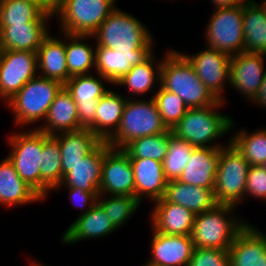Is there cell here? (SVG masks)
Masks as SVG:
<instances>
[{
    "label": "cell",
    "mask_w": 266,
    "mask_h": 266,
    "mask_svg": "<svg viewBox=\"0 0 266 266\" xmlns=\"http://www.w3.org/2000/svg\"><path fill=\"white\" fill-rule=\"evenodd\" d=\"M226 106L224 101L219 100L207 107L189 108L171 131L194 147H225L230 143V139H226V143L221 139L225 134H230L233 121V117L222 110Z\"/></svg>",
    "instance_id": "1"
},
{
    "label": "cell",
    "mask_w": 266,
    "mask_h": 266,
    "mask_svg": "<svg viewBox=\"0 0 266 266\" xmlns=\"http://www.w3.org/2000/svg\"><path fill=\"white\" fill-rule=\"evenodd\" d=\"M160 85L177 94L188 108H203L219 101L198 78L188 59L177 49L168 46L163 52Z\"/></svg>",
    "instance_id": "2"
},
{
    "label": "cell",
    "mask_w": 266,
    "mask_h": 266,
    "mask_svg": "<svg viewBox=\"0 0 266 266\" xmlns=\"http://www.w3.org/2000/svg\"><path fill=\"white\" fill-rule=\"evenodd\" d=\"M139 17L118 6L93 34L96 46L114 51L154 50L156 38Z\"/></svg>",
    "instance_id": "3"
},
{
    "label": "cell",
    "mask_w": 266,
    "mask_h": 266,
    "mask_svg": "<svg viewBox=\"0 0 266 266\" xmlns=\"http://www.w3.org/2000/svg\"><path fill=\"white\" fill-rule=\"evenodd\" d=\"M63 86L57 80L48 79L40 75L29 80L4 105L11 113L13 127L15 129L17 127L37 129L45 120L50 105Z\"/></svg>",
    "instance_id": "4"
},
{
    "label": "cell",
    "mask_w": 266,
    "mask_h": 266,
    "mask_svg": "<svg viewBox=\"0 0 266 266\" xmlns=\"http://www.w3.org/2000/svg\"><path fill=\"white\" fill-rule=\"evenodd\" d=\"M238 209L232 205L217 204L211 210L197 214L191 234L194 246L228 250L249 222L236 213Z\"/></svg>",
    "instance_id": "5"
},
{
    "label": "cell",
    "mask_w": 266,
    "mask_h": 266,
    "mask_svg": "<svg viewBox=\"0 0 266 266\" xmlns=\"http://www.w3.org/2000/svg\"><path fill=\"white\" fill-rule=\"evenodd\" d=\"M168 130L153 97L127 99L119 127L106 142L113 148L123 149L136 138Z\"/></svg>",
    "instance_id": "6"
},
{
    "label": "cell",
    "mask_w": 266,
    "mask_h": 266,
    "mask_svg": "<svg viewBox=\"0 0 266 266\" xmlns=\"http://www.w3.org/2000/svg\"><path fill=\"white\" fill-rule=\"evenodd\" d=\"M117 0H57L53 13L60 32L93 35L117 7Z\"/></svg>",
    "instance_id": "7"
},
{
    "label": "cell",
    "mask_w": 266,
    "mask_h": 266,
    "mask_svg": "<svg viewBox=\"0 0 266 266\" xmlns=\"http://www.w3.org/2000/svg\"><path fill=\"white\" fill-rule=\"evenodd\" d=\"M6 136L7 157L20 178L41 196L42 132L36 128L11 129Z\"/></svg>",
    "instance_id": "8"
},
{
    "label": "cell",
    "mask_w": 266,
    "mask_h": 266,
    "mask_svg": "<svg viewBox=\"0 0 266 266\" xmlns=\"http://www.w3.org/2000/svg\"><path fill=\"white\" fill-rule=\"evenodd\" d=\"M249 162L229 143L220 151L214 195L217 204H244Z\"/></svg>",
    "instance_id": "9"
},
{
    "label": "cell",
    "mask_w": 266,
    "mask_h": 266,
    "mask_svg": "<svg viewBox=\"0 0 266 266\" xmlns=\"http://www.w3.org/2000/svg\"><path fill=\"white\" fill-rule=\"evenodd\" d=\"M205 25L204 46L229 56L244 52L243 4L212 10Z\"/></svg>",
    "instance_id": "10"
},
{
    "label": "cell",
    "mask_w": 266,
    "mask_h": 266,
    "mask_svg": "<svg viewBox=\"0 0 266 266\" xmlns=\"http://www.w3.org/2000/svg\"><path fill=\"white\" fill-rule=\"evenodd\" d=\"M204 47L203 50L200 49L199 51L195 49L192 52H186V50L185 52L180 50V52L192 64L198 78L210 92L218 100L227 104L229 102L226 93L231 90L229 88L231 56L207 46Z\"/></svg>",
    "instance_id": "11"
},
{
    "label": "cell",
    "mask_w": 266,
    "mask_h": 266,
    "mask_svg": "<svg viewBox=\"0 0 266 266\" xmlns=\"http://www.w3.org/2000/svg\"><path fill=\"white\" fill-rule=\"evenodd\" d=\"M64 86L76 103L80 126L95 134V115L99 99L112 89L113 84L94 72L73 76Z\"/></svg>",
    "instance_id": "12"
},
{
    "label": "cell",
    "mask_w": 266,
    "mask_h": 266,
    "mask_svg": "<svg viewBox=\"0 0 266 266\" xmlns=\"http://www.w3.org/2000/svg\"><path fill=\"white\" fill-rule=\"evenodd\" d=\"M38 75L37 52L2 50L0 54V104L3 106Z\"/></svg>",
    "instance_id": "13"
},
{
    "label": "cell",
    "mask_w": 266,
    "mask_h": 266,
    "mask_svg": "<svg viewBox=\"0 0 266 266\" xmlns=\"http://www.w3.org/2000/svg\"><path fill=\"white\" fill-rule=\"evenodd\" d=\"M266 55L241 52L231 56L230 88L248 104L261 87L266 71ZM235 90V91H234ZM242 96V97H241Z\"/></svg>",
    "instance_id": "14"
},
{
    "label": "cell",
    "mask_w": 266,
    "mask_h": 266,
    "mask_svg": "<svg viewBox=\"0 0 266 266\" xmlns=\"http://www.w3.org/2000/svg\"><path fill=\"white\" fill-rule=\"evenodd\" d=\"M99 193L135 197L133 169L129 155L123 149L110 147L105 152Z\"/></svg>",
    "instance_id": "15"
},
{
    "label": "cell",
    "mask_w": 266,
    "mask_h": 266,
    "mask_svg": "<svg viewBox=\"0 0 266 266\" xmlns=\"http://www.w3.org/2000/svg\"><path fill=\"white\" fill-rule=\"evenodd\" d=\"M156 52L155 49L145 61L133 66V68L114 85L119 91L120 88L122 91L123 89L125 90L123 95L127 99H140L147 98L148 96L151 98L158 90L160 86V68L163 62V53L162 57H160L155 54Z\"/></svg>",
    "instance_id": "16"
},
{
    "label": "cell",
    "mask_w": 266,
    "mask_h": 266,
    "mask_svg": "<svg viewBox=\"0 0 266 266\" xmlns=\"http://www.w3.org/2000/svg\"><path fill=\"white\" fill-rule=\"evenodd\" d=\"M150 229L148 260L161 266H188L195 249L190 235H167Z\"/></svg>",
    "instance_id": "17"
},
{
    "label": "cell",
    "mask_w": 266,
    "mask_h": 266,
    "mask_svg": "<svg viewBox=\"0 0 266 266\" xmlns=\"http://www.w3.org/2000/svg\"><path fill=\"white\" fill-rule=\"evenodd\" d=\"M117 228L108 221L104 209L96 203L86 214L77 218L64 229L59 238L63 246H69L92 239H104L117 232Z\"/></svg>",
    "instance_id": "18"
},
{
    "label": "cell",
    "mask_w": 266,
    "mask_h": 266,
    "mask_svg": "<svg viewBox=\"0 0 266 266\" xmlns=\"http://www.w3.org/2000/svg\"><path fill=\"white\" fill-rule=\"evenodd\" d=\"M230 266H266V233L252 222L237 234L228 249Z\"/></svg>",
    "instance_id": "19"
},
{
    "label": "cell",
    "mask_w": 266,
    "mask_h": 266,
    "mask_svg": "<svg viewBox=\"0 0 266 266\" xmlns=\"http://www.w3.org/2000/svg\"><path fill=\"white\" fill-rule=\"evenodd\" d=\"M151 205L148 223L155 231L167 235L191 236L196 216L193 212L168 202L164 197Z\"/></svg>",
    "instance_id": "20"
},
{
    "label": "cell",
    "mask_w": 266,
    "mask_h": 266,
    "mask_svg": "<svg viewBox=\"0 0 266 266\" xmlns=\"http://www.w3.org/2000/svg\"><path fill=\"white\" fill-rule=\"evenodd\" d=\"M135 182V197L151 204L165 196L168 180L162 162L153 159H130ZM145 199V200H144Z\"/></svg>",
    "instance_id": "21"
},
{
    "label": "cell",
    "mask_w": 266,
    "mask_h": 266,
    "mask_svg": "<svg viewBox=\"0 0 266 266\" xmlns=\"http://www.w3.org/2000/svg\"><path fill=\"white\" fill-rule=\"evenodd\" d=\"M44 202L45 200L20 178L9 158L3 156L0 159V206L9 210Z\"/></svg>",
    "instance_id": "22"
},
{
    "label": "cell",
    "mask_w": 266,
    "mask_h": 266,
    "mask_svg": "<svg viewBox=\"0 0 266 266\" xmlns=\"http://www.w3.org/2000/svg\"><path fill=\"white\" fill-rule=\"evenodd\" d=\"M111 146L102 141L90 154L71 167L57 188H81L87 192H99L105 152Z\"/></svg>",
    "instance_id": "23"
},
{
    "label": "cell",
    "mask_w": 266,
    "mask_h": 266,
    "mask_svg": "<svg viewBox=\"0 0 266 266\" xmlns=\"http://www.w3.org/2000/svg\"><path fill=\"white\" fill-rule=\"evenodd\" d=\"M155 50L114 51L95 47V72L115 85L133 66L141 64Z\"/></svg>",
    "instance_id": "24"
},
{
    "label": "cell",
    "mask_w": 266,
    "mask_h": 266,
    "mask_svg": "<svg viewBox=\"0 0 266 266\" xmlns=\"http://www.w3.org/2000/svg\"><path fill=\"white\" fill-rule=\"evenodd\" d=\"M53 21H31L26 24L0 26L2 50L37 52L52 32Z\"/></svg>",
    "instance_id": "25"
},
{
    "label": "cell",
    "mask_w": 266,
    "mask_h": 266,
    "mask_svg": "<svg viewBox=\"0 0 266 266\" xmlns=\"http://www.w3.org/2000/svg\"><path fill=\"white\" fill-rule=\"evenodd\" d=\"M50 33L37 50L38 75L61 82L63 85L71 78L68 74L65 33Z\"/></svg>",
    "instance_id": "26"
},
{
    "label": "cell",
    "mask_w": 266,
    "mask_h": 266,
    "mask_svg": "<svg viewBox=\"0 0 266 266\" xmlns=\"http://www.w3.org/2000/svg\"><path fill=\"white\" fill-rule=\"evenodd\" d=\"M37 129L48 136L83 129L77 115L76 103L65 86L57 93L45 120Z\"/></svg>",
    "instance_id": "27"
},
{
    "label": "cell",
    "mask_w": 266,
    "mask_h": 266,
    "mask_svg": "<svg viewBox=\"0 0 266 266\" xmlns=\"http://www.w3.org/2000/svg\"><path fill=\"white\" fill-rule=\"evenodd\" d=\"M222 148L196 147L178 180L192 186L214 190L218 161Z\"/></svg>",
    "instance_id": "28"
},
{
    "label": "cell",
    "mask_w": 266,
    "mask_h": 266,
    "mask_svg": "<svg viewBox=\"0 0 266 266\" xmlns=\"http://www.w3.org/2000/svg\"><path fill=\"white\" fill-rule=\"evenodd\" d=\"M53 137L58 141L61 151L62 180L71 171V167L90 154L102 142L90 129L62 132Z\"/></svg>",
    "instance_id": "29"
},
{
    "label": "cell",
    "mask_w": 266,
    "mask_h": 266,
    "mask_svg": "<svg viewBox=\"0 0 266 266\" xmlns=\"http://www.w3.org/2000/svg\"><path fill=\"white\" fill-rule=\"evenodd\" d=\"M164 198L178 204L195 215L211 210L217 205L214 190L192 186L179 180L168 181Z\"/></svg>",
    "instance_id": "30"
},
{
    "label": "cell",
    "mask_w": 266,
    "mask_h": 266,
    "mask_svg": "<svg viewBox=\"0 0 266 266\" xmlns=\"http://www.w3.org/2000/svg\"><path fill=\"white\" fill-rule=\"evenodd\" d=\"M95 47L93 35L65 33L66 61L70 77L95 72Z\"/></svg>",
    "instance_id": "31"
},
{
    "label": "cell",
    "mask_w": 266,
    "mask_h": 266,
    "mask_svg": "<svg viewBox=\"0 0 266 266\" xmlns=\"http://www.w3.org/2000/svg\"><path fill=\"white\" fill-rule=\"evenodd\" d=\"M114 88L102 96L97 105L95 135L101 141H107L117 131L127 102L123 92Z\"/></svg>",
    "instance_id": "32"
},
{
    "label": "cell",
    "mask_w": 266,
    "mask_h": 266,
    "mask_svg": "<svg viewBox=\"0 0 266 266\" xmlns=\"http://www.w3.org/2000/svg\"><path fill=\"white\" fill-rule=\"evenodd\" d=\"M236 127V128H235ZM241 127V128H238ZM230 143L249 162L250 166H260L266 160V127L248 130L232 121Z\"/></svg>",
    "instance_id": "33"
},
{
    "label": "cell",
    "mask_w": 266,
    "mask_h": 266,
    "mask_svg": "<svg viewBox=\"0 0 266 266\" xmlns=\"http://www.w3.org/2000/svg\"><path fill=\"white\" fill-rule=\"evenodd\" d=\"M42 154L41 197L47 202L50 194L52 195L62 182V161L58 141L44 132H42Z\"/></svg>",
    "instance_id": "34"
},
{
    "label": "cell",
    "mask_w": 266,
    "mask_h": 266,
    "mask_svg": "<svg viewBox=\"0 0 266 266\" xmlns=\"http://www.w3.org/2000/svg\"><path fill=\"white\" fill-rule=\"evenodd\" d=\"M244 52L266 55V20L257 2L243 3Z\"/></svg>",
    "instance_id": "35"
},
{
    "label": "cell",
    "mask_w": 266,
    "mask_h": 266,
    "mask_svg": "<svg viewBox=\"0 0 266 266\" xmlns=\"http://www.w3.org/2000/svg\"><path fill=\"white\" fill-rule=\"evenodd\" d=\"M53 19V13L47 12L33 0H0V26L54 21Z\"/></svg>",
    "instance_id": "36"
},
{
    "label": "cell",
    "mask_w": 266,
    "mask_h": 266,
    "mask_svg": "<svg viewBox=\"0 0 266 266\" xmlns=\"http://www.w3.org/2000/svg\"><path fill=\"white\" fill-rule=\"evenodd\" d=\"M97 203L104 209L108 221L118 230L128 225V221L134 218L142 206L136 197L128 195H99Z\"/></svg>",
    "instance_id": "37"
},
{
    "label": "cell",
    "mask_w": 266,
    "mask_h": 266,
    "mask_svg": "<svg viewBox=\"0 0 266 266\" xmlns=\"http://www.w3.org/2000/svg\"><path fill=\"white\" fill-rule=\"evenodd\" d=\"M172 134L169 129L164 133L136 138L129 142L123 150L129 155V159L144 158L163 162Z\"/></svg>",
    "instance_id": "38"
},
{
    "label": "cell",
    "mask_w": 266,
    "mask_h": 266,
    "mask_svg": "<svg viewBox=\"0 0 266 266\" xmlns=\"http://www.w3.org/2000/svg\"><path fill=\"white\" fill-rule=\"evenodd\" d=\"M195 148L186 140L178 138L174 134L170 136L168 151L162 162L165 177L168 181L178 180Z\"/></svg>",
    "instance_id": "39"
},
{
    "label": "cell",
    "mask_w": 266,
    "mask_h": 266,
    "mask_svg": "<svg viewBox=\"0 0 266 266\" xmlns=\"http://www.w3.org/2000/svg\"><path fill=\"white\" fill-rule=\"evenodd\" d=\"M164 124L172 130L189 109L185 102L175 93L161 85L153 96Z\"/></svg>",
    "instance_id": "40"
},
{
    "label": "cell",
    "mask_w": 266,
    "mask_h": 266,
    "mask_svg": "<svg viewBox=\"0 0 266 266\" xmlns=\"http://www.w3.org/2000/svg\"><path fill=\"white\" fill-rule=\"evenodd\" d=\"M248 198L263 201L266 206V170L261 166H249L244 204Z\"/></svg>",
    "instance_id": "41"
},
{
    "label": "cell",
    "mask_w": 266,
    "mask_h": 266,
    "mask_svg": "<svg viewBox=\"0 0 266 266\" xmlns=\"http://www.w3.org/2000/svg\"><path fill=\"white\" fill-rule=\"evenodd\" d=\"M188 266H230L228 250L195 247Z\"/></svg>",
    "instance_id": "42"
},
{
    "label": "cell",
    "mask_w": 266,
    "mask_h": 266,
    "mask_svg": "<svg viewBox=\"0 0 266 266\" xmlns=\"http://www.w3.org/2000/svg\"><path fill=\"white\" fill-rule=\"evenodd\" d=\"M65 191L68 194L70 204L80 209L78 216L86 214L96 203L99 192H87L81 188H56L54 192Z\"/></svg>",
    "instance_id": "43"
},
{
    "label": "cell",
    "mask_w": 266,
    "mask_h": 266,
    "mask_svg": "<svg viewBox=\"0 0 266 266\" xmlns=\"http://www.w3.org/2000/svg\"><path fill=\"white\" fill-rule=\"evenodd\" d=\"M252 106L254 105L261 108V110L266 111V71L263 78V82L261 84V87L259 88L258 93L256 94V97L253 99V101L250 103Z\"/></svg>",
    "instance_id": "44"
},
{
    "label": "cell",
    "mask_w": 266,
    "mask_h": 266,
    "mask_svg": "<svg viewBox=\"0 0 266 266\" xmlns=\"http://www.w3.org/2000/svg\"><path fill=\"white\" fill-rule=\"evenodd\" d=\"M210 5L212 4L213 10L227 7H234L242 4L239 0H209Z\"/></svg>",
    "instance_id": "45"
},
{
    "label": "cell",
    "mask_w": 266,
    "mask_h": 266,
    "mask_svg": "<svg viewBox=\"0 0 266 266\" xmlns=\"http://www.w3.org/2000/svg\"><path fill=\"white\" fill-rule=\"evenodd\" d=\"M40 4L47 12L54 13L57 0H33Z\"/></svg>",
    "instance_id": "46"
},
{
    "label": "cell",
    "mask_w": 266,
    "mask_h": 266,
    "mask_svg": "<svg viewBox=\"0 0 266 266\" xmlns=\"http://www.w3.org/2000/svg\"><path fill=\"white\" fill-rule=\"evenodd\" d=\"M27 258H28L27 259L28 266H51V265H48L46 262L40 261L39 258L38 259L36 258L33 259L32 257H27Z\"/></svg>",
    "instance_id": "47"
},
{
    "label": "cell",
    "mask_w": 266,
    "mask_h": 266,
    "mask_svg": "<svg viewBox=\"0 0 266 266\" xmlns=\"http://www.w3.org/2000/svg\"><path fill=\"white\" fill-rule=\"evenodd\" d=\"M257 2L263 7L264 17L266 20V0H259Z\"/></svg>",
    "instance_id": "48"
},
{
    "label": "cell",
    "mask_w": 266,
    "mask_h": 266,
    "mask_svg": "<svg viewBox=\"0 0 266 266\" xmlns=\"http://www.w3.org/2000/svg\"><path fill=\"white\" fill-rule=\"evenodd\" d=\"M142 266H161L160 264H157V263H154V262H151L150 260H146L145 263H143Z\"/></svg>",
    "instance_id": "49"
},
{
    "label": "cell",
    "mask_w": 266,
    "mask_h": 266,
    "mask_svg": "<svg viewBox=\"0 0 266 266\" xmlns=\"http://www.w3.org/2000/svg\"><path fill=\"white\" fill-rule=\"evenodd\" d=\"M239 1L243 4V3H247V2H254L257 0H239Z\"/></svg>",
    "instance_id": "50"
},
{
    "label": "cell",
    "mask_w": 266,
    "mask_h": 266,
    "mask_svg": "<svg viewBox=\"0 0 266 266\" xmlns=\"http://www.w3.org/2000/svg\"><path fill=\"white\" fill-rule=\"evenodd\" d=\"M260 166L266 170V160Z\"/></svg>",
    "instance_id": "51"
},
{
    "label": "cell",
    "mask_w": 266,
    "mask_h": 266,
    "mask_svg": "<svg viewBox=\"0 0 266 266\" xmlns=\"http://www.w3.org/2000/svg\"><path fill=\"white\" fill-rule=\"evenodd\" d=\"M1 35V34H0ZM2 53V47H1V37H0V54Z\"/></svg>",
    "instance_id": "52"
},
{
    "label": "cell",
    "mask_w": 266,
    "mask_h": 266,
    "mask_svg": "<svg viewBox=\"0 0 266 266\" xmlns=\"http://www.w3.org/2000/svg\"><path fill=\"white\" fill-rule=\"evenodd\" d=\"M162 1V0H161ZM167 1H169V0H167ZM172 1V2H171ZM173 1H174V3L176 2V1H178V0H170L169 2H171V3H173Z\"/></svg>",
    "instance_id": "53"
}]
</instances>
